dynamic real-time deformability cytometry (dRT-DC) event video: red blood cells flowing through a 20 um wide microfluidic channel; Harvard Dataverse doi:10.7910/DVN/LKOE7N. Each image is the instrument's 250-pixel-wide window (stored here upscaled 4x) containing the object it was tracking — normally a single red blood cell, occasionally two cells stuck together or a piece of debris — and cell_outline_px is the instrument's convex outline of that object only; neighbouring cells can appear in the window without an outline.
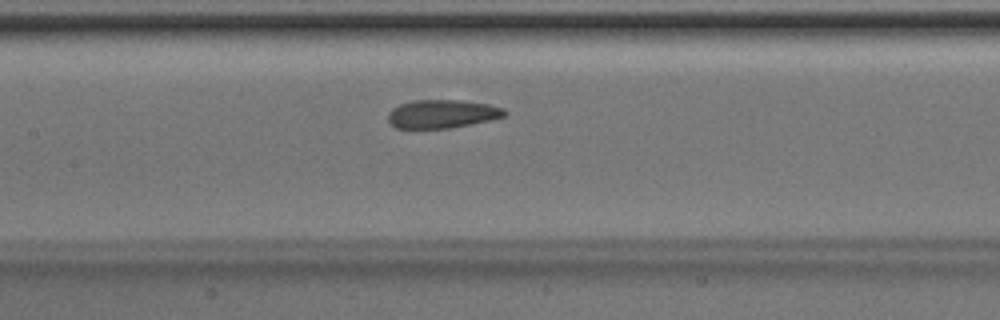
{"species": "Egyptian fruit bat (a non-hibernating species)", "species_latin": "Rousettus aegyptiacus", "temperature_condition": "room temperature", "stored_images_in_passage": 34, "camera_frame_rate_fps": 3000, "um_per_image_px": 0.085, "animal": {"sex": "male"}, "frame": {"image": 1, "passage_image": 9, "time_ms": 2.667, "image_size_px": [1000, 320], "cell_outline_px": [[508, 112], [504, 116], [472, 124], [448, 128], [396, 128], [388, 120], [388, 112], [392, 108], [400, 104], [412, 100], [464, 100], [488, 104], [504, 108]], "centroid_in_image_um": [37.58, 9.67], "position_along_channel_um": 169.8, "area_um2": 19.31}}
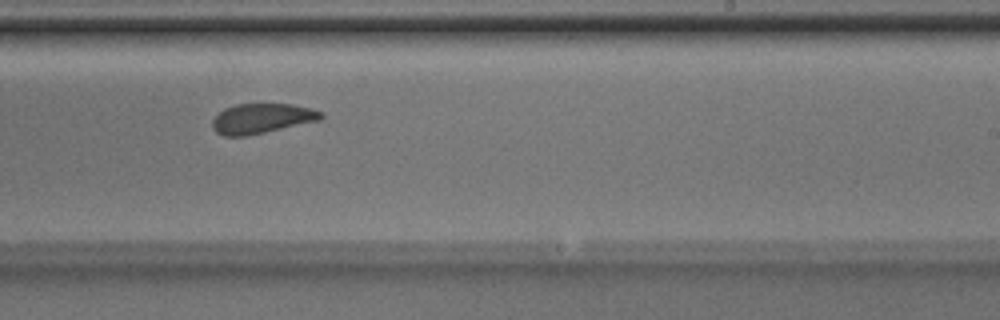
{"frame": {"image": 2, "passage_image": 16, "time_ms": 5.0, "image_size_px": [1000, 320], "cell_outline_px": [[324, 116], [320, 120], [248, 136], [224, 136], [216, 132], [212, 128], [212, 120], [224, 108], [236, 104], [292, 104], [324, 112]], "centroid_in_image_um": [22.24, 10.07], "position_along_channel_um": 266.8, "area_um2": 18.96}}
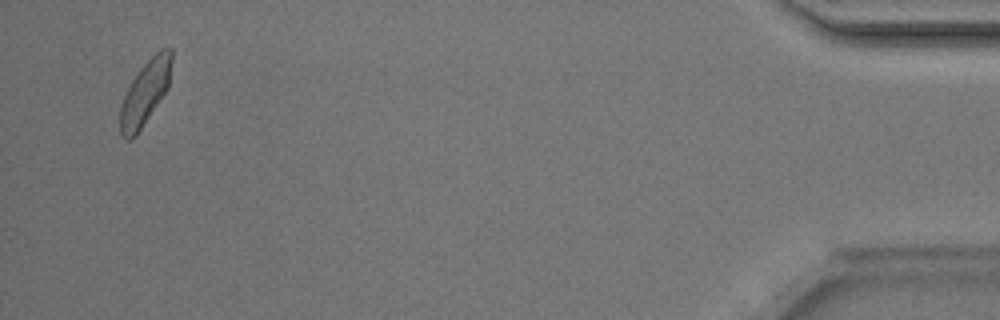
{"frame": {"image": 3, "passage_image": 33, "time_ms": 10.667, "image_size_px": [1000, 320], "cell_outline_px": [[172, 60], [168, 88], [136, 136], [128, 140], [124, 140], [120, 136], [120, 108], [124, 96], [132, 80], [140, 68], [160, 48], [172, 48]], "centroid_in_image_um": [12.33, 7.89], "position_along_channel_um": 422.9, "area_um2": 19.19}, "authors_computed_cell_mechanics": {"area_um2": 19.7676, "velocity_mm_per_s": 4.172, "shape_relaxation_time_tau1_ms": 3.8106, "shape_relaxation_time_tau2_ms": 2.0356, "deformation_change_tau1": 0.1036, "deformation_change_tau2": 0.0694}}